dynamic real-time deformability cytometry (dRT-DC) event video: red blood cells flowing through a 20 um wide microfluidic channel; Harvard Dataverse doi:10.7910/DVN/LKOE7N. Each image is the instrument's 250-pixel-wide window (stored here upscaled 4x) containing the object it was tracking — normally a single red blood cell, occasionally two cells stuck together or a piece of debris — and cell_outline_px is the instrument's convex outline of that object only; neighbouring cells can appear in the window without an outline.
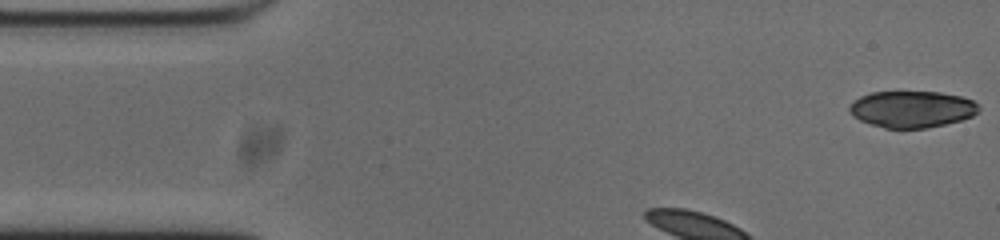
{"species": "common noctule bat (a hibernating species)", "species_latin": "Nyctalus noctula", "temperature_condition": "cold", "stored_images_in_passage": 37, "camera_frame_rate_fps": 3000, "um_per_image_px": 0.085, "animal": {"sex": "male", "body_mass_g": 20.0, "forearm_length_mm": 53.3}, "frame": {"image": 1, "passage_image": 1, "time_ms": 0.0, "image_size_px": [1000, 240], "cell_outline_px": [[980, 108], [972, 116], [960, 120], [928, 128], [884, 128], [860, 120], [852, 116], [848, 112], [848, 108], [852, 100], [860, 96], [872, 92], [940, 92], [960, 96], [972, 100], [980, 104]], "centroid_in_image_um": [77.48, 9.27], "position_along_channel_um": 7.5, "area_um2": 27.69}}
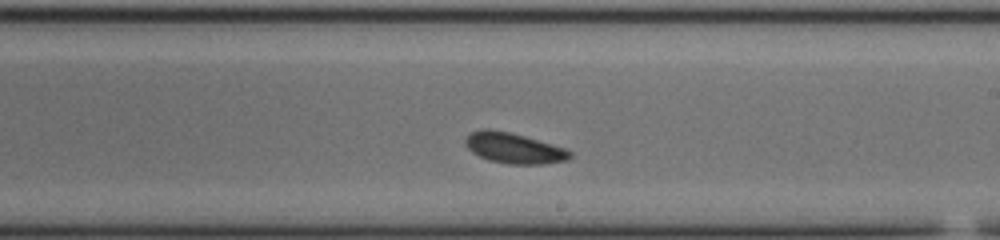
{"frame": {"image": 2, "passage_image": 23, "time_ms": 7.333, "image_size_px": [1000, 240], "cell_outline_px": [[572, 156], [568, 160], [544, 164], [508, 164], [488, 160], [472, 152], [464, 144], [464, 140], [472, 132], [480, 128], [488, 128], [508, 132], [524, 136], [552, 144], [564, 148], [572, 152]], "centroid_in_image_um": [43.67, 12.59], "position_along_channel_um": 245.3, "area_um2": 18.61}}
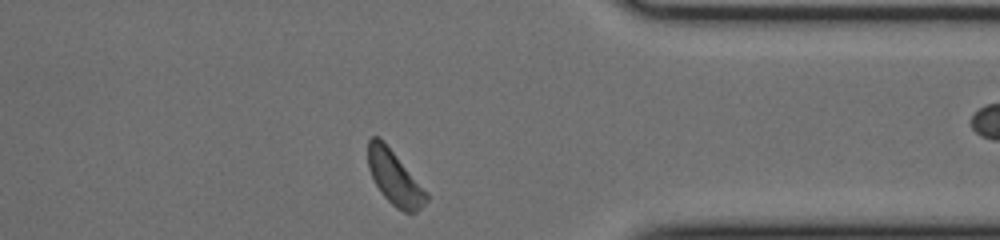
{"frame": {"image": 3, "passage_image": 35, "time_ms": 11.333, "image_size_px": [1000, 240], "cell_outline_px": [[428, 200], [416, 212], [404, 212], [396, 208], [380, 192], [368, 168], [368, 140], [372, 136], [380, 136], [428, 192]], "centroid_in_image_um": [33.54, 15.09], "position_along_channel_um": 377.9, "area_um2": 18.38}}